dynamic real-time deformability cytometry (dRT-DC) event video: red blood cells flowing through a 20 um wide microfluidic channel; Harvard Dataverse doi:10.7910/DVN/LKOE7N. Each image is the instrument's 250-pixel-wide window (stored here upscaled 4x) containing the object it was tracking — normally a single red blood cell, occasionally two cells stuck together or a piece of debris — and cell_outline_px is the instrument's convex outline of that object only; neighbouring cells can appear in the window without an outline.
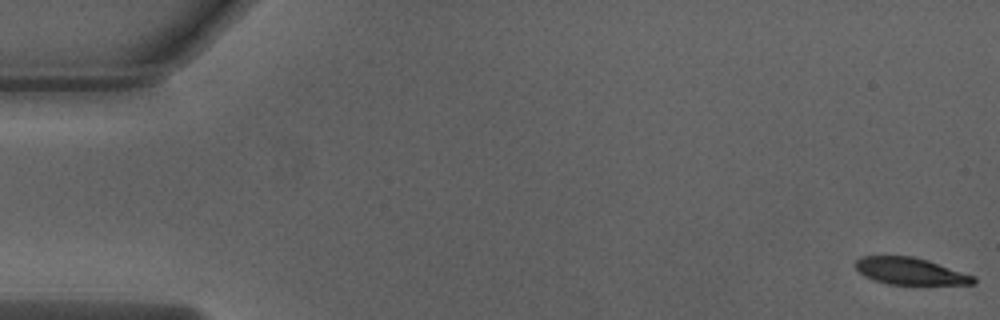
{"species": "Egyptian fruit bat (a non-hibernating species)", "species_latin": "Rousettus aegyptiacus", "temperature_condition": "warm", "stored_images_in_passage": 52, "camera_frame_rate_fps": 3000, "um_per_image_px": 0.085, "animal": {"sex": "male"}, "frame": {"image": 1, "passage_image": 1, "time_ms": 0.0, "image_size_px": [1000, 320], "cell_outline_px": [[976, 284], [888, 284], [864, 276], [856, 268], [856, 260], [860, 256], [912, 256], [928, 260], [976, 276]], "centroid_in_image_um": [77.4, 23.04], "position_along_channel_um": 7.6, "area_um2": 18.44}}
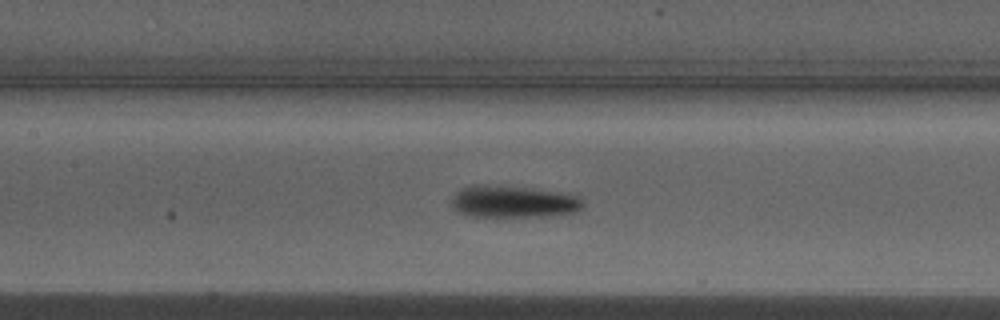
{"frame": {"image": 2, "passage_image": 24, "time_ms": 7.667, "image_size_px": [1000, 320], "cell_outline_px": [[584, 204], [576, 212], [548, 216], [468, 216], [460, 212], [452, 204], [452, 196], [460, 188], [472, 184], [476, 184], [580, 192], [584, 200]], "centroid_in_image_um": [43.76, 17.11], "position_along_channel_um": 163.6, "area_um2": 25.09}}
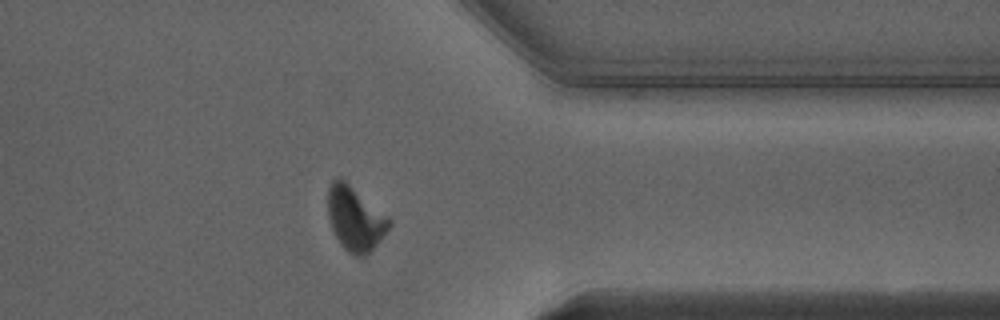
{"frame": {"image": 3, "passage_image": 41, "time_ms": 13.333, "image_size_px": [1000, 320], "cell_outline_px": [[392, 224], [380, 240], [364, 256], [356, 256], [348, 252], [344, 248], [336, 236], [332, 228], [328, 216], [328, 188], [332, 180], [340, 176], [388, 216], [392, 220]], "centroid_in_image_um": [30.19, 18.56], "position_along_channel_um": 381.2, "area_um2": 22.72}, "authors_computed_cell_mechanics": {"area_um2": 22.1663, "velocity_mm_per_s": 4.0264, "shape_relaxation_time_tau1_ms": 2.1281, "shape_relaxation_time_tau2_ms": 2.8015, "deformation_change_tau1": 0.1596, "deformation_change_tau2": 0.078}}